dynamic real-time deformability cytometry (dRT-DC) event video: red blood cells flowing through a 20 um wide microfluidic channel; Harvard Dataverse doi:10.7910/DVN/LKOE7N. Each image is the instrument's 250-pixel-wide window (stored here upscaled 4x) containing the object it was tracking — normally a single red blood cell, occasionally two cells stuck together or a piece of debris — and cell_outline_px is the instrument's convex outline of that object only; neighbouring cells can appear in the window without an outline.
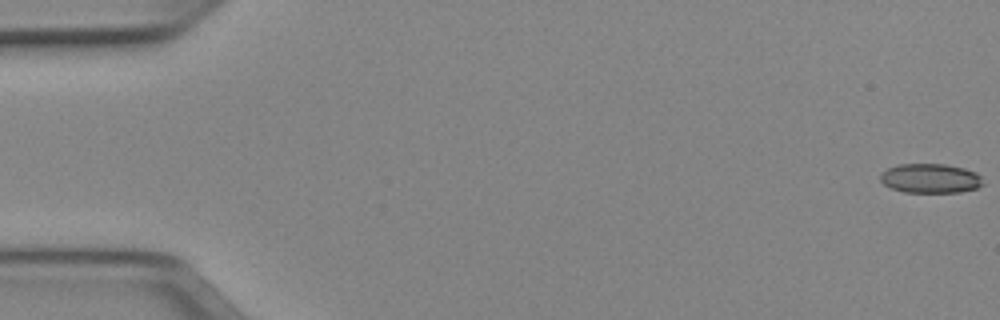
{"species": "Egyptian fruit bat (a non-hibernating species)", "species_latin": "Rousettus aegyptiacus", "temperature_condition": "cold", "stored_images_in_passage": 52, "camera_frame_rate_fps": 3000, "um_per_image_px": 0.085, "animal": {"sex": "female"}, "frame": {"image": 1, "passage_image": 1, "time_ms": 0.0, "image_size_px": [1000, 320], "cell_outline_px": [[984, 184], [976, 188], [960, 192], [904, 192], [892, 188], [884, 184], [880, 180], [880, 172], [896, 164], [944, 164], [964, 168], [976, 172], [980, 176]], "centroid_in_image_um": [79.07, 15.15], "position_along_channel_um": 5.9, "area_um2": 17.63}}
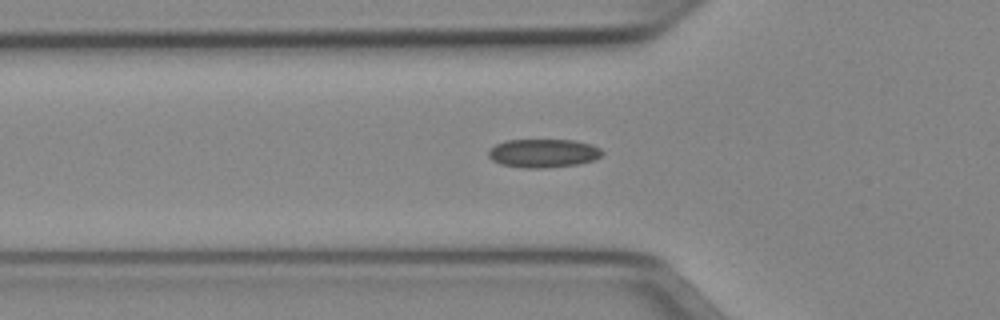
{"frame": {"image": 2, "passage_image": 18, "time_ms": 5.667, "image_size_px": [1000, 320], "cell_outline_px": [[604, 152], [600, 156], [592, 160], [580, 164], [540, 168], [524, 168], [500, 164], [492, 160], [488, 156], [488, 152], [496, 144], [508, 140], [576, 140], [592, 144], [600, 148]], "centroid_in_image_um": [46.19, 13.02], "position_along_channel_um": 79.6, "area_um2": 18.9}}
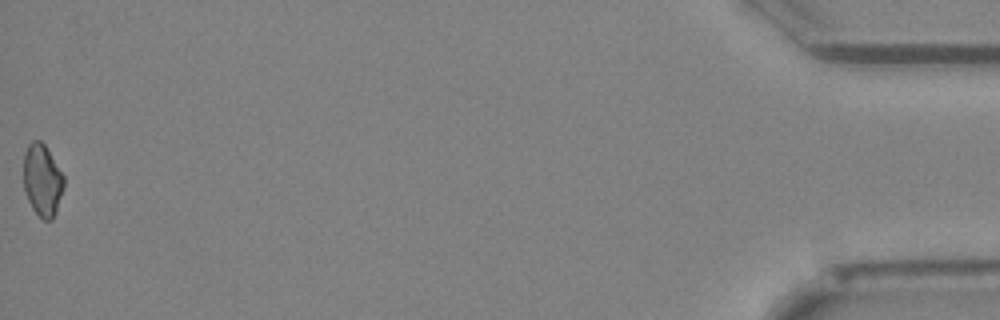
{"frame": {"image": 3, "passage_image": 52, "time_ms": 17.0, "image_size_px": [1000, 320], "cell_outline_px": [[64, 188], [56, 212], [52, 220], [44, 220], [32, 208], [28, 200], [24, 188], [24, 152], [28, 144], [32, 140], [40, 140], [44, 144], [64, 176]], "centroid_in_image_um": [3.6, 15.31], "position_along_channel_um": 431.6, "area_um2": 16.88}, "authors_computed_cell_mechanics": {"area_um2": 18.1492, "velocity_mm_per_s": 3.9785, "shape_relaxation_time_tau1_ms": null, "shape_relaxation_time_tau2_ms": 5.7908, "deformation_change_tau1": null, "deformation_change_tau2": 0.117}}